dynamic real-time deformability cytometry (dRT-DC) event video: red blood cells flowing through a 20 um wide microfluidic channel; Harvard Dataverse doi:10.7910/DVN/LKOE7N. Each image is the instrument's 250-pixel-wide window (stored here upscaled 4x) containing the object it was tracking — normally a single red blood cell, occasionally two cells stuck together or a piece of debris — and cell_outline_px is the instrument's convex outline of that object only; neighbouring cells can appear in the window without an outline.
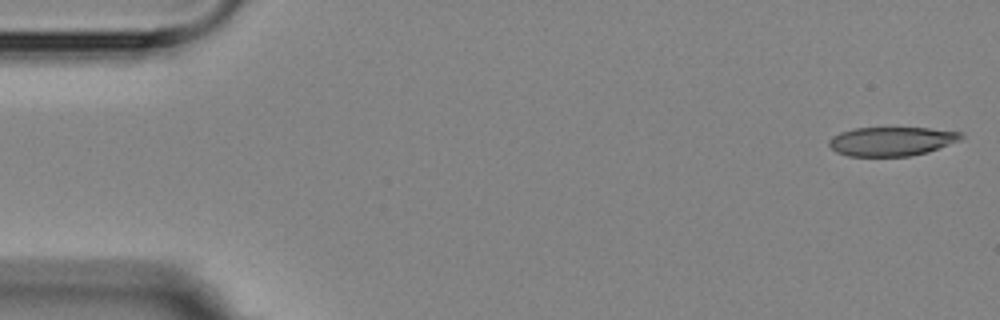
{"species": "Egyptian fruit bat (a non-hibernating species)", "species_latin": "Rousettus aegyptiacus", "temperature_condition": "room temperature", "stored_images_in_passage": 5, "camera_frame_rate_fps": 3000, "um_per_image_px": 0.085, "animal": {"sex": "female"}, "frame": {"image": 1, "passage_image": 1, "time_ms": 0.0, "image_size_px": [1000, 320], "cell_outline_px": [[964, 136], [960, 140], [928, 152], [908, 156], [848, 156], [836, 152], [828, 144], [828, 140], [832, 136], [840, 132], [856, 128], [928, 128], [960, 132]], "centroid_in_image_um": [75.76, 12.01], "position_along_channel_um": 9.2, "area_um2": 22.25}}
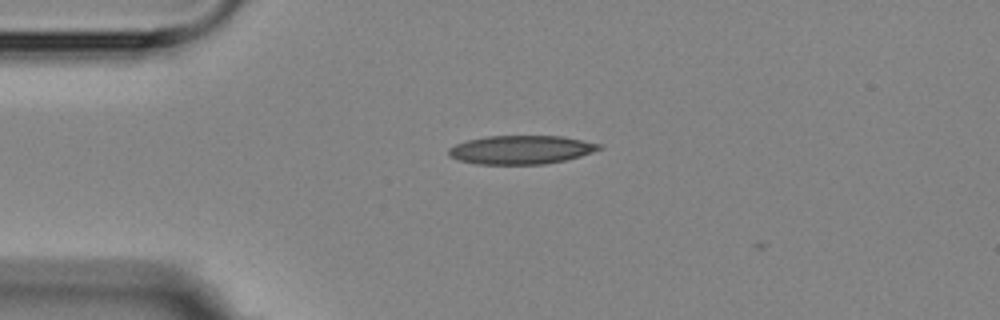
{"frame": {"image": 2, "passage_image": 4, "time_ms": 3.667, "image_size_px": [1000, 320], "cell_outline_px": [[604, 148], [580, 156], [564, 160], [544, 164], [476, 164], [460, 160], [448, 156], [448, 148], [456, 144], [468, 140], [488, 136], [564, 136], [604, 144]], "centroid_in_image_um": [44.33, 12.72], "position_along_channel_um": 40.7, "area_um2": 25.2}}